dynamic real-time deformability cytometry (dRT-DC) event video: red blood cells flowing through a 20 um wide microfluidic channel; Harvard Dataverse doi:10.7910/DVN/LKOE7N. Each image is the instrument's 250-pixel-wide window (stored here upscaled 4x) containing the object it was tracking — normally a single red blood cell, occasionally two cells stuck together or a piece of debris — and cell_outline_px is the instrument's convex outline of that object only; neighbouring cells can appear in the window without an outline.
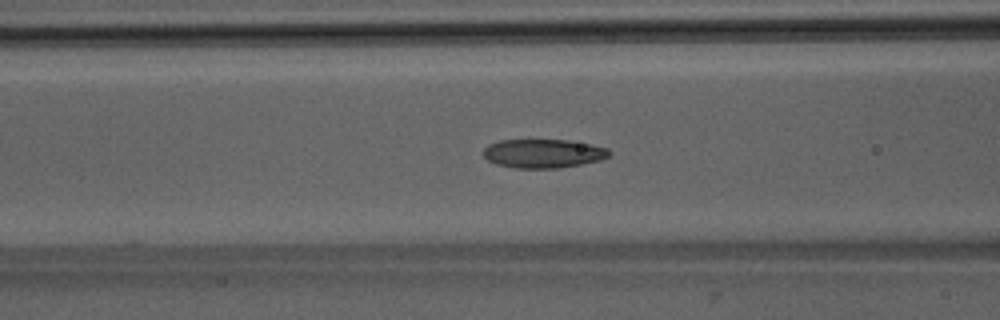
{"species": "Egyptian fruit bat (a non-hibernating species)", "species_latin": "Rousettus aegyptiacus", "temperature_condition": "room temperature", "stored_images_in_passage": 49, "camera_frame_rate_fps": 3000, "um_per_image_px": 0.085, "animal": {"sex": "male"}, "frame": {"image": 1, "passage_image": 18, "time_ms": 5.667, "image_size_px": [1000, 320], "cell_outline_px": [[612, 152], [608, 156], [600, 160], [560, 168], [516, 168], [496, 164], [488, 160], [484, 156], [484, 148], [488, 144], [500, 140], [568, 140], [592, 144], [608, 148]], "centroid_in_image_um": [46.18, 13.04], "position_along_channel_um": 120.4, "area_um2": 21.15}}
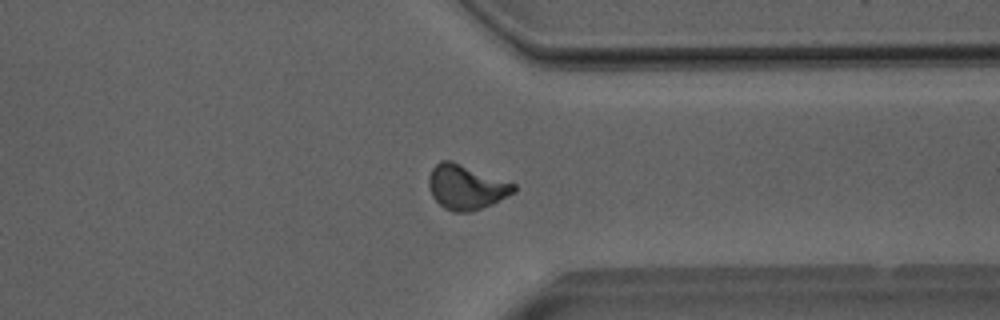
{"frame": {"image": 2, "passage_image": 37, "time_ms": 12.0, "image_size_px": [1000, 320], "cell_outline_px": [[516, 192], [492, 204], [472, 212], [452, 212], [444, 208], [432, 196], [428, 184], [428, 176], [432, 168], [440, 160], [452, 160], [516, 184]], "centroid_in_image_um": [39.62, 15.9], "position_along_channel_um": 371.8, "area_um2": 22.31}}
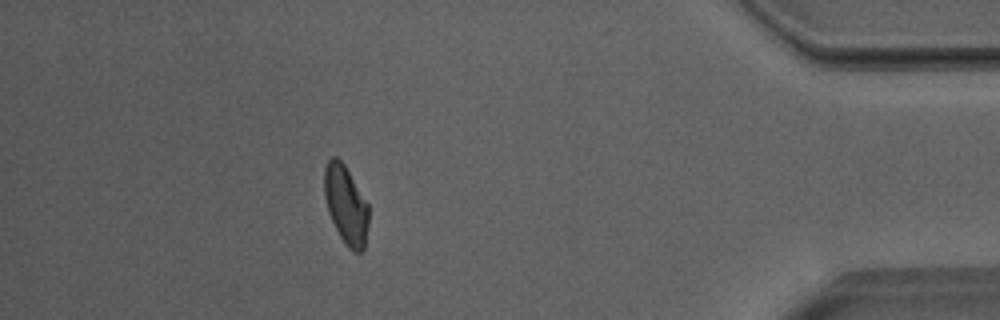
{"frame": {"image": 3, "passage_image": 43, "time_ms": 14.0, "image_size_px": [1000, 320], "cell_outline_px": [[368, 224], [364, 252], [352, 252], [344, 244], [328, 212], [324, 196], [324, 168], [328, 160], [332, 156], [336, 156], [344, 164], [368, 204]], "centroid_in_image_um": [29.39, 17.43], "position_along_channel_um": 405.8, "area_um2": 20.35}, "authors_computed_cell_mechanics": {"area_um2": 21.097, "velocity_mm_per_s": 3.9932, "shape_relaxation_time_tau1_ms": 5.8904, "shape_relaxation_time_tau2_ms": 2.3817, "deformation_change_tau1": 0.1572, "deformation_change_tau2": 0.0813}}